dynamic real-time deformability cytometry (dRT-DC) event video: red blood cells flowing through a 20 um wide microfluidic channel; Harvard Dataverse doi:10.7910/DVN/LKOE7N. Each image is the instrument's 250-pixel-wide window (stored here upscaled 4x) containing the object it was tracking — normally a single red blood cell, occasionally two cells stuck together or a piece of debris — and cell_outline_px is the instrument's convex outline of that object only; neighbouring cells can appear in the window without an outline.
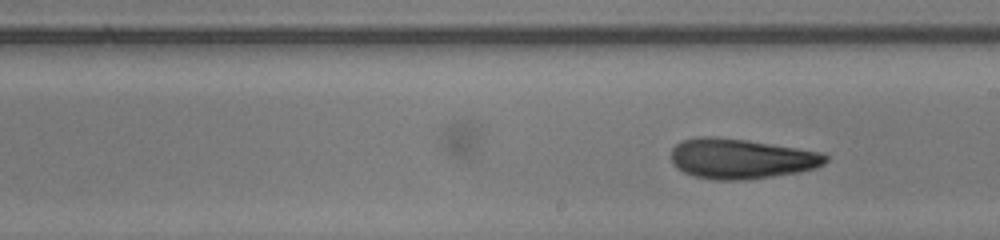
{"species": "human", "species_latin": "Homo sapiens", "temperature_condition": "room temperature", "stored_images_in_passage": 138, "camera_frame_rate_fps": 3000, "um_per_image_px": 0.085, "donor": {"sex": "male"}, "frame": {"image": 1, "passage_image": 138, "time_ms": 45.667, "image_size_px": [1000, 240], "cell_outline_px": [[828, 160], [824, 164], [812, 168], [796, 172], [744, 180], [716, 180], [696, 176], [684, 172], [676, 168], [672, 164], [672, 148], [680, 140], [696, 136], [712, 136], [744, 140], [796, 148], [820, 152], [828, 156]], "centroid_in_image_um": [62.93, 13.48], "position_along_channel_um": 226.1, "area_um2": 35.78}}